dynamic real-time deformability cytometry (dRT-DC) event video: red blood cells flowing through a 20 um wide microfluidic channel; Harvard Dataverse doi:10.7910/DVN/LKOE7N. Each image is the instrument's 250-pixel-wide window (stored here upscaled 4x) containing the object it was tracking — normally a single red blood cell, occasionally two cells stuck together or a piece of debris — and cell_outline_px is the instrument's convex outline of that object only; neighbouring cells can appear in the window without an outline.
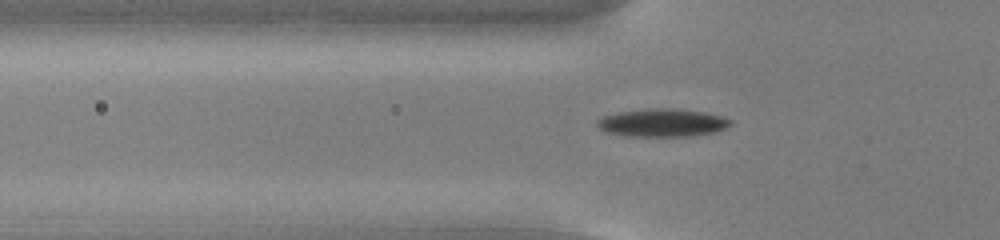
{"species": "common noctule bat (a hibernating species)", "species_latin": "Nyctalus noctula", "temperature_condition": "cold", "stored_images_in_passage": 44, "camera_frame_rate_fps": 3000, "um_per_image_px": 0.085, "animal": {"sex": "male", "body_mass_g": 13.0, "forearm_length_mm": 53.1}, "frame": {"image": 1, "passage_image": 8, "time_ms": 2.333, "image_size_px": [1000, 240], "cell_outline_px": [[732, 124], [716, 132], [688, 136], [624, 136], [604, 132], [596, 124], [596, 120], [604, 116], [620, 112], [652, 108], [672, 108], [704, 112], [720, 116], [732, 120]], "centroid_in_image_um": [56.28, 10.44], "position_along_channel_um": 69.5, "area_um2": 21.68}}
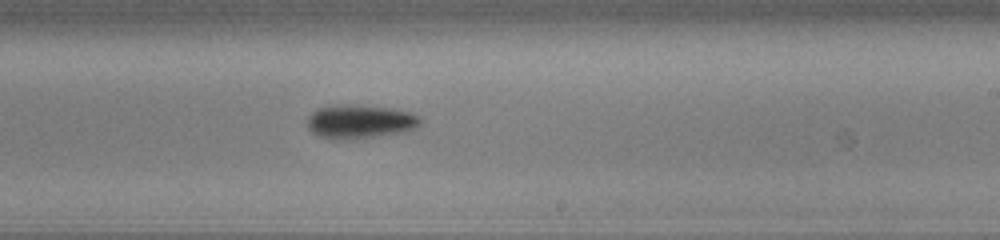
{"frame": {"image": 2, "passage_image": 23, "time_ms": 7.333, "image_size_px": [1000, 240], "cell_outline_px": [[420, 124], [416, 128], [404, 132], [348, 140], [332, 140], [320, 136], [312, 132], [308, 128], [308, 116], [316, 108], [336, 104], [352, 104], [392, 108], [408, 112], [420, 116]], "centroid_in_image_um": [30.57, 10.33], "position_along_channel_um": 258.4, "area_um2": 22.54}}
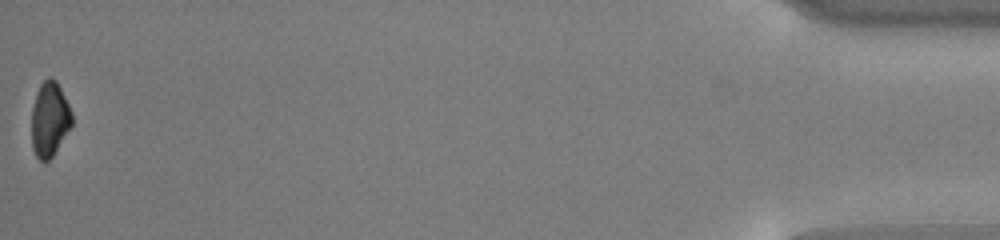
{"frame": {"image": 3, "passage_image": 44, "time_ms": 14.333, "image_size_px": [1000, 240], "cell_outline_px": [[72, 124], [52, 156], [48, 160], [40, 160], [36, 156], [32, 148], [32, 108], [36, 92], [40, 84], [48, 76], [52, 76], [56, 80], [72, 112]], "centroid_in_image_um": [4.2, 10.1], "position_along_channel_um": 431.0, "area_um2": 17.4}, "authors_computed_cell_mechanics": {"area_um2": 20.6635, "velocity_mm_per_s": 3.7969, "shape_relaxation_time_tau1_ms": 2.4638, "shape_relaxation_time_tau2_ms": null, "deformation_change_tau1": 0.1069, "deformation_change_tau2": null}}